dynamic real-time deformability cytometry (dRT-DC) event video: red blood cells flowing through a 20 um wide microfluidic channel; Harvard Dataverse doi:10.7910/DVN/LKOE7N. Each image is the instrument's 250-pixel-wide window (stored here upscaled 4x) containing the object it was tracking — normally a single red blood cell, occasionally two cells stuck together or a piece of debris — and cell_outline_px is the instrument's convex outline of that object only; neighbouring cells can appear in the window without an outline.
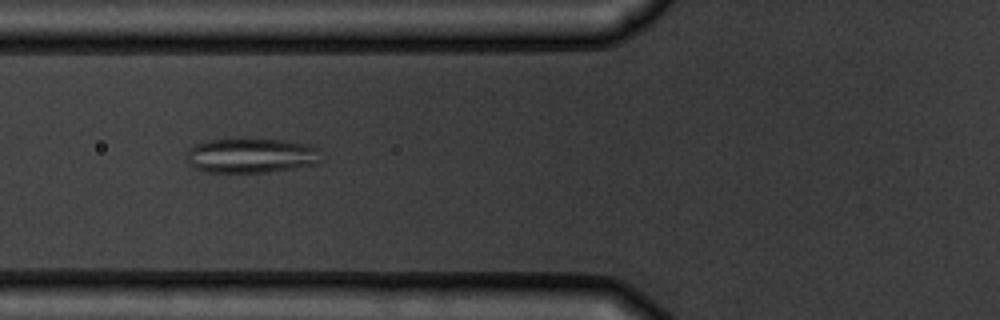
{"species": "common noctule bat (a hibernating species)", "species_latin": "Nyctalus noctula", "temperature_condition": "warm", "stored_images_in_passage": 4, "camera_frame_rate_fps": 3000, "um_per_image_px": 0.085, "animal": {"sex": "male", "body_mass_g": 19.5, "forearm_length_mm": 54.6}, "frame": {"image": 1, "passage_image": 4, "time_ms": 3.333, "image_size_px": [1000, 320], "cell_outline_px": [[320, 148], [316, 164], [268, 172], [208, 172], [196, 168], [188, 164], [184, 152], [188, 148], [196, 144], [208, 140], [284, 140], [312, 144]], "centroid_in_image_um": [21.31, 13.22], "position_along_channel_um": 104.5, "area_um2": 27.11}}